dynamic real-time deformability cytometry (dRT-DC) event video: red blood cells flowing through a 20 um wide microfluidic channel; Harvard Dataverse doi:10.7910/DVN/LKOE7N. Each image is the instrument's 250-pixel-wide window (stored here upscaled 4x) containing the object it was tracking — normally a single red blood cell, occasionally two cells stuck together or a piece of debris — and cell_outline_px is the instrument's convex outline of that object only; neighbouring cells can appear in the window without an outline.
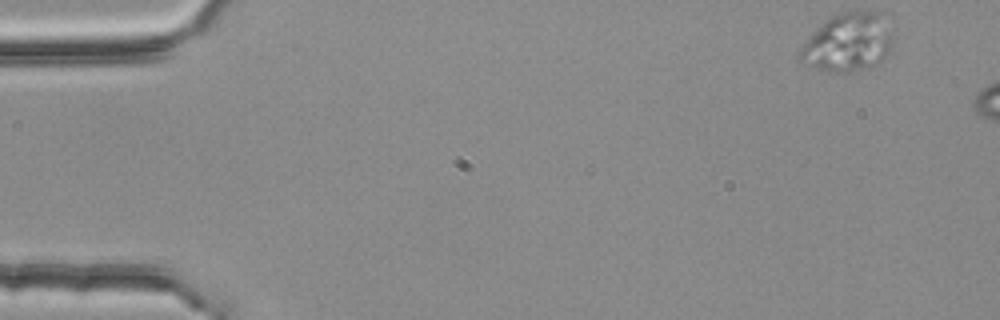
{"species": "common noctule bat (a hibernating species)", "species_latin": "Nyctalus noctula", "temperature_condition": "room temperature", "stored_images_in_passage": 3, "segment_of_instrument_passage": [1, 2], "camera_frame_rate_fps": 3000, "um_per_image_px": 0.085, "animal": {"sex": "female", "body_mass_g": 25.1}, "frame": {"image": 1, "passage_image": 1, "time_ms": 0.0, "image_size_px": [1000, 320], "cell_outline_px": [[892, 48], [876, 64], [848, 72], [836, 72], [820, 68], [796, 60], [800, 48], [836, 12], [884, 12], [892, 36]], "centroid_in_image_um": [72.12, 3.59], "position_along_channel_um": 12.9, "area_um2": 30.75}}